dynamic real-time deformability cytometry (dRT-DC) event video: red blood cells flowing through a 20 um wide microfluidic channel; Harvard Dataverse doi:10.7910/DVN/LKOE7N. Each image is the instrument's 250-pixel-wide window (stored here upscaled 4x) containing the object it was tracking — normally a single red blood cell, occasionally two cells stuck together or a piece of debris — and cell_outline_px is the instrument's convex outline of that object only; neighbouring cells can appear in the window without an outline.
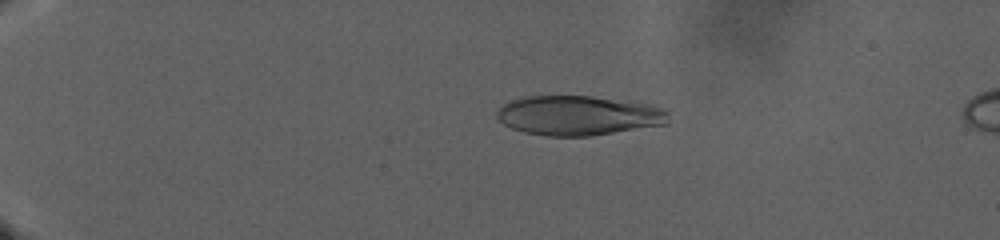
{"species": "human", "species_latin": "Homo sapiens", "temperature_condition": "warm", "stored_images_in_passage": 108, "camera_frame_rate_fps": 3000, "um_per_image_px": 0.085, "donor": {"sex": "male"}, "frame": {"image": 1, "passage_image": 21, "time_ms": 6.667, "image_size_px": [1000, 240], "cell_outline_px": [[668, 124], [592, 136], [544, 136], [524, 132], [512, 128], [504, 124], [496, 116], [496, 112], [504, 104], [512, 100], [524, 96], [592, 96], [640, 100], [664, 108], [668, 112]], "centroid_in_image_um": [49.26, 9.8], "position_along_channel_um": 35.7, "area_um2": 40.4}}
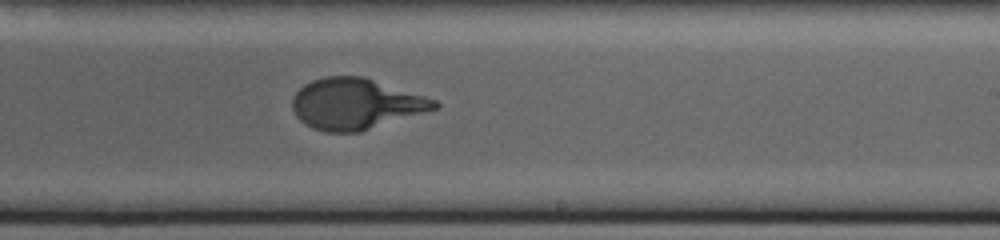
{"frame": {"image": 2, "passage_image": 72, "time_ms": 23.667, "image_size_px": [1000, 240], "cell_outline_px": [[440, 104], [436, 108], [360, 132], [324, 132], [312, 128], [300, 120], [296, 116], [292, 108], [292, 96], [304, 84], [312, 80], [324, 76], [364, 76], [436, 100]], "centroid_in_image_um": [30.18, 8.82], "position_along_channel_um": 258.8, "area_um2": 41.96}}
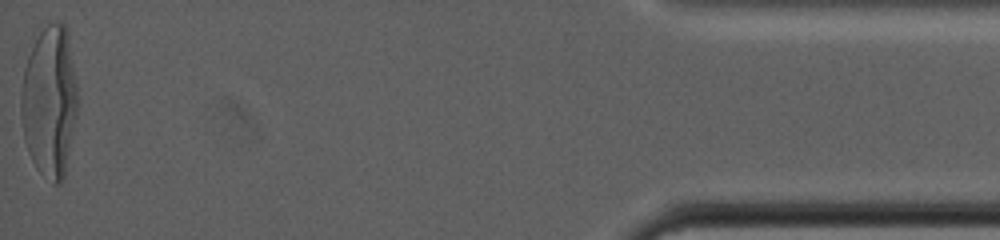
{"frame": {"image": 3, "passage_image": 108, "time_ms": 35.667, "image_size_px": [1000, 240], "cell_outline_px": [[76, 116], [64, 176], [60, 184], [52, 184], [36, 168], [28, 152], [24, 140], [20, 116], [20, 92], [24, 68], [32, 44], [40, 32], [48, 24], [64, 24], [68, 36], [76, 84]], "centroid_in_image_um": [4.17, 8.67], "position_along_channel_um": 431.0, "area_um2": 49.53}}